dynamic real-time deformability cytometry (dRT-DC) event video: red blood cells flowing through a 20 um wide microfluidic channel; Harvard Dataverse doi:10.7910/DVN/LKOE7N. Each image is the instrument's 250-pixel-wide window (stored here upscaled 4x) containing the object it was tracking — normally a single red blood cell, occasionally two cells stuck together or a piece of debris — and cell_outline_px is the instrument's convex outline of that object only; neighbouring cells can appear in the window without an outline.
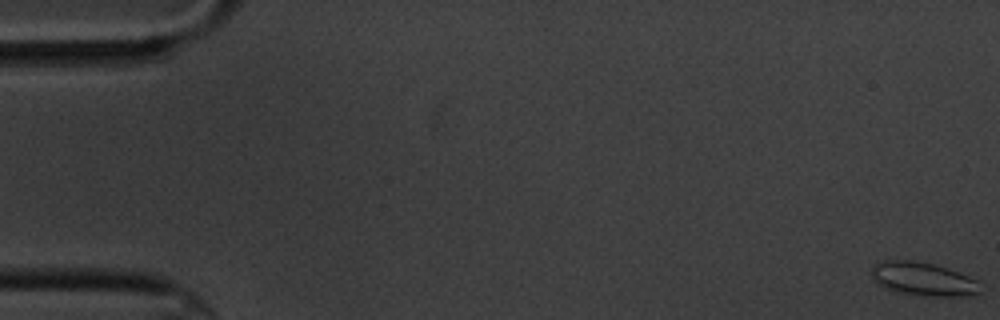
{"species": "common noctule bat (a hibernating species)", "species_latin": "Nyctalus noctula", "temperature_condition": "cold", "stored_images_in_passage": 6, "segment_of_instrument_passage": [1, 2], "camera_frame_rate_fps": 3000, "um_per_image_px": 0.085, "animal": {"sex": "male", "body_mass_g": 20.1, "forearm_length_mm": 53.5}, "frame": {"image": 1, "passage_image": 1, "time_ms": 0.0, "image_size_px": [1000, 320], "cell_outline_px": [[980, 292], [972, 296], [932, 296], [896, 292], [872, 280], [872, 268], [876, 264], [884, 260], [916, 260], [948, 268], [968, 276], [976, 280]], "centroid_in_image_um": [78.47, 23.71], "position_along_channel_um": 6.5, "area_um2": 20.98}}
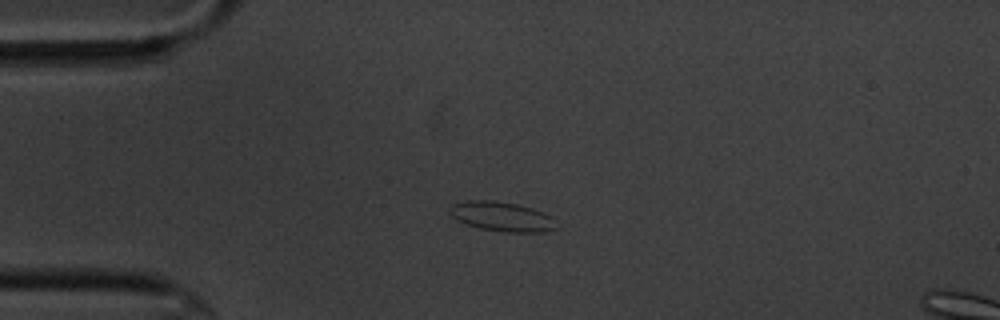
{"frame": {"image": 2, "passage_image": 5, "time_ms": 4.667, "image_size_px": [1000, 320], "cell_outline_px": [[556, 228], [544, 232], [504, 232], [480, 228], [456, 220], [448, 212], [448, 208], [452, 204], [468, 200], [496, 200], [516, 204], [532, 208], [544, 212], [552, 216]], "centroid_in_image_um": [42.63, 18.39], "position_along_channel_um": 42.4, "area_um2": 18.44}}